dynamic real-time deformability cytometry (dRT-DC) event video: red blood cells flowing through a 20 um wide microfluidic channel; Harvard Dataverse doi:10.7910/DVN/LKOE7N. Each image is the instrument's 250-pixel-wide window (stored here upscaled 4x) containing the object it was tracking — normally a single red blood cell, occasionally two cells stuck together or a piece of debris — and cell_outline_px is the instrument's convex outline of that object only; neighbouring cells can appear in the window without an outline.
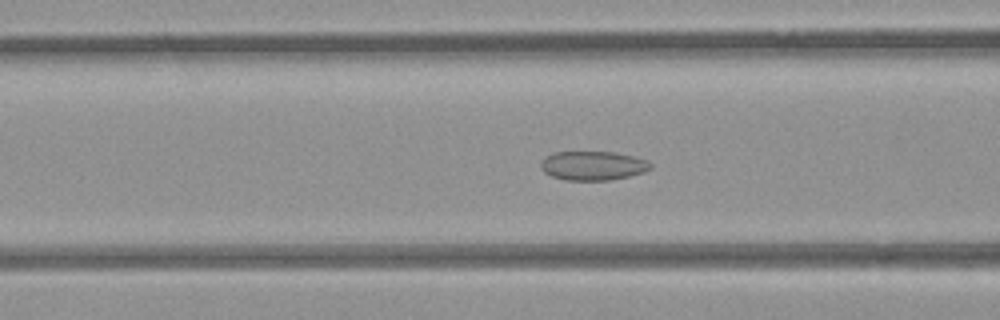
{"species": "common noctule bat (a hibernating species)", "species_latin": "Nyctalus noctula", "temperature_condition": "room temperature", "stored_images_in_passage": 46, "camera_frame_rate_fps": 3000, "um_per_image_px": 0.085, "animal": {"sex": "female", "body_mass_g": 21.9}, "frame": {"image": 1, "passage_image": 19, "time_ms": 6.0, "image_size_px": [1000, 320], "cell_outline_px": [[652, 168], [644, 172], [612, 180], [564, 180], [552, 176], [544, 172], [540, 168], [540, 164], [548, 156], [556, 152], [616, 152], [648, 160], [652, 164]], "centroid_in_image_um": [50.43, 14.09], "position_along_channel_um": 116.2, "area_um2": 18.55}}
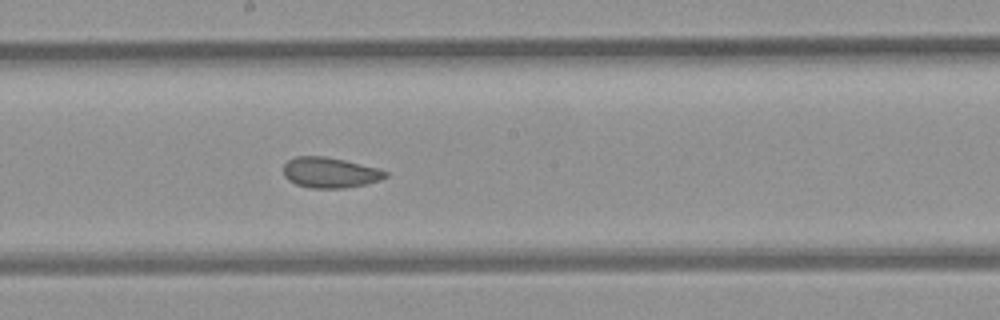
{"frame": {"image": 2, "passage_image": 27, "time_ms": 8.667, "image_size_px": [1000, 320], "cell_outline_px": [[388, 176], [380, 180], [368, 184], [344, 188], [308, 188], [296, 184], [288, 180], [284, 176], [284, 164], [288, 160], [296, 156], [324, 156], [344, 160], [380, 168], [388, 172]], "centroid_in_image_um": [28.07, 14.67], "position_along_channel_um": 220.1, "area_um2": 18.32}}
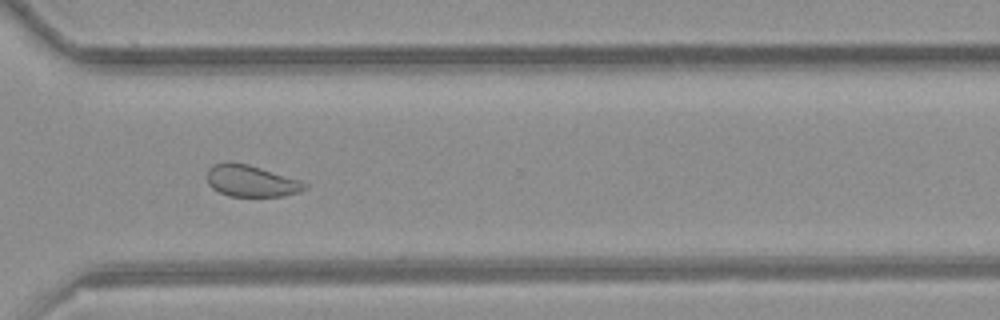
{"frame": {"image": 3, "passage_image": 37, "time_ms": 12.0, "image_size_px": [1000, 320], "cell_outline_px": [[308, 188], [300, 192], [284, 196], [228, 196], [212, 188], [208, 184], [208, 168], [212, 164], [248, 164], [300, 180], [308, 184]], "centroid_in_image_um": [21.4, 15.41], "position_along_channel_um": 349.2, "area_um2": 17.69}, "authors_computed_cell_mechanics": {"area_um2": 21.8195, "velocity_mm_per_s": 3.8797, "shape_relaxation_time_tau1_ms": null, "shape_relaxation_time_tau2_ms": 1.8672, "deformation_change_tau1": null, "deformation_change_tau2": 0.0707}}